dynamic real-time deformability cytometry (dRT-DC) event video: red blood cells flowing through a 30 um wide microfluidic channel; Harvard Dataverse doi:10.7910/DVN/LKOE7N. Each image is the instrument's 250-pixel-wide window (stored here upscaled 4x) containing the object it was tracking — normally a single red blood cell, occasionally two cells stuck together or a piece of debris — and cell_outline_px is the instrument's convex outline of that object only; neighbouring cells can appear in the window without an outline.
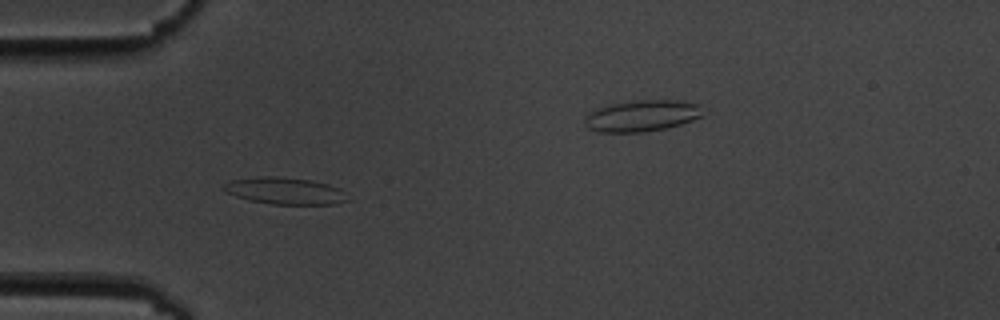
{"species": "common noctule bat (a hibernating species)", "species_latin": "Nyctalus noctula", "temperature_condition": "cold", "stored_images_in_passage": 7, "segment_of_instrument_passage": [1, 2], "camera_frame_rate_fps": 3000, "um_per_image_px": 0.085, "animal": {"sex": "male", "body_mass_g": 19.5, "forearm_length_mm": 54.6}, "frame": {"image": 1, "passage_image": 5, "time_ms": 5.667, "image_size_px": [1000, 320], "cell_outline_px": [[352, 200], [332, 204], [268, 204], [236, 196], [224, 192], [220, 188], [224, 184], [232, 180], [260, 176], [276, 176], [308, 180], [328, 184], [340, 188]], "centroid_in_image_um": [24.22, 16.22], "position_along_channel_um": 60.8, "area_um2": 19.42}}
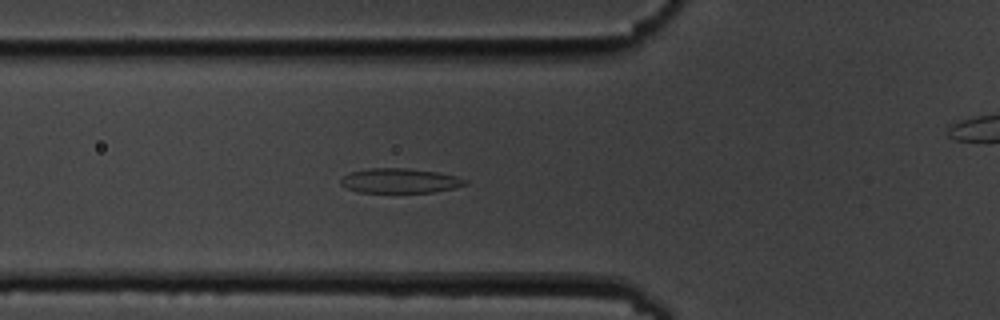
{"frame": {"image": 2, "passage_image": 6, "time_ms": 6.667, "image_size_px": [1000, 320], "cell_outline_px": [[468, 184], [452, 188], [432, 192], [360, 192], [348, 188], [340, 184], [340, 180], [344, 176], [352, 172], [368, 168], [408, 168], [436, 172], [456, 176], [468, 180]], "centroid_in_image_um": [34.0, 15.35], "position_along_channel_um": 91.8, "area_um2": 17.69}}